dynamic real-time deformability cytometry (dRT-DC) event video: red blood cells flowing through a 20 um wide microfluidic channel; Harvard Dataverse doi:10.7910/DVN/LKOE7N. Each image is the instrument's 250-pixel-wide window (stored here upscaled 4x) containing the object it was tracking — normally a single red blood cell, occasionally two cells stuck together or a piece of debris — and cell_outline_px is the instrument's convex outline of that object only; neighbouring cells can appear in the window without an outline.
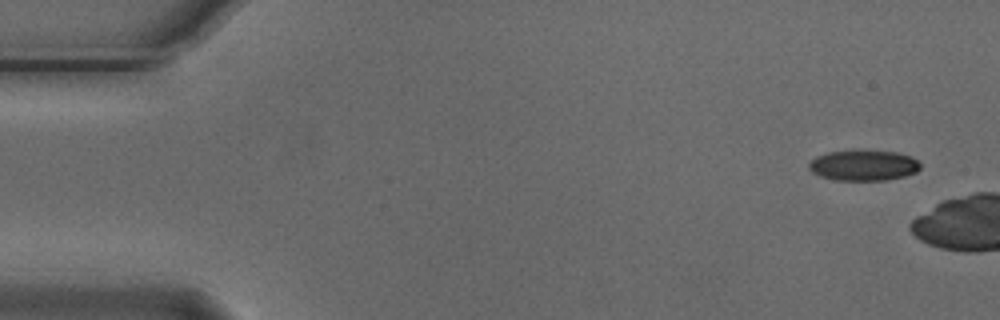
{"species": "Egyptian fruit bat (a non-hibernating species)", "species_latin": "Rousettus aegyptiacus", "temperature_condition": "cold", "stored_images_in_passage": 2, "camera_frame_rate_fps": 3000, "um_per_image_px": 0.085, "animal": {"sex": "male"}, "frame": {"image": 1, "passage_image": 1, "time_ms": 0.0, "image_size_px": [1000, 320], "cell_outline_px": [[920, 168], [916, 172], [904, 176], [884, 180], [836, 180], [820, 176], [812, 172], [808, 168], [808, 164], [816, 156], [828, 152], [896, 152], [912, 156], [920, 164]], "centroid_in_image_um": [73.39, 14.08], "position_along_channel_um": 11.6, "area_um2": 19.36}}